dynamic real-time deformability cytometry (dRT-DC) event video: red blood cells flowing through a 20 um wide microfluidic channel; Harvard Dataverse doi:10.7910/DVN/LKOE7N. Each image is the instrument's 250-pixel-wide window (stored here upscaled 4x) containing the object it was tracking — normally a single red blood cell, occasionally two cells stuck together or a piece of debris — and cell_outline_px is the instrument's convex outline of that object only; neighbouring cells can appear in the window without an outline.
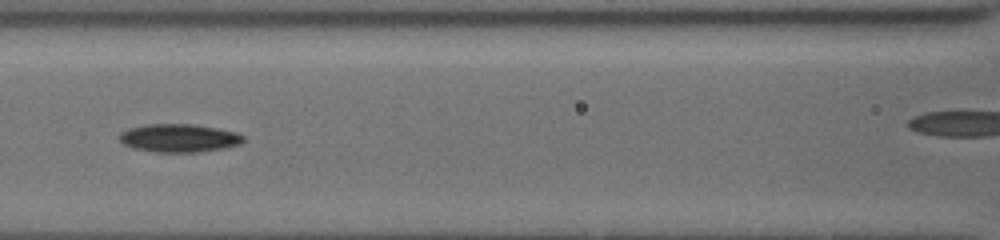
{"species": "common noctule bat (a hibernating species)", "species_latin": "Nyctalus noctula", "temperature_condition": "cold", "stored_images_in_passage": 19, "camera_frame_rate_fps": 3000, "um_per_image_px": 0.085, "animal": {"sex": "female", "body_mass_g": 19.5, "forearm_length_mm": 54.1}, "frame": {"image": 1, "passage_image": 9, "time_ms": 2.667, "image_size_px": [1000, 240], "cell_outline_px": [[244, 140], [240, 144], [224, 148], [200, 152], [156, 152], [132, 148], [124, 144], [120, 140], [120, 132], [128, 128], [148, 124], [196, 124], [236, 132], [244, 136]], "centroid_in_image_um": [15.22, 11.73], "position_along_channel_um": 151.4, "area_um2": 20.4}}
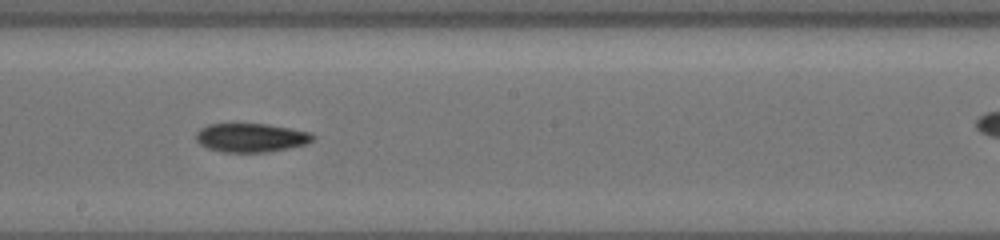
{"frame": {"image": 2, "passage_image": 14, "time_ms": 4.667, "image_size_px": [1000, 240], "cell_outline_px": [[316, 136], [312, 140], [304, 144], [288, 148], [268, 152], [224, 152], [208, 148], [200, 144], [196, 140], [196, 132], [200, 128], [208, 124], [268, 124], [308, 132]], "centroid_in_image_um": [21.3, 11.7], "position_along_channel_um": 226.9, "area_um2": 19.42}}
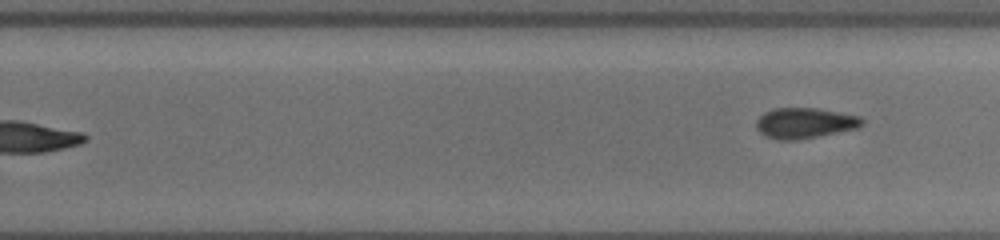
{"frame": {"image": 3, "passage_image": 19, "time_ms": 7.333, "image_size_px": [1000, 240], "cell_outline_px": [[864, 124], [856, 128], [816, 136], [792, 140], [780, 140], [768, 136], [760, 132], [756, 128], [756, 120], [764, 112], [776, 108], [816, 108], [860, 116], [864, 120]], "centroid_in_image_um": [68.39, 10.44], "position_along_channel_um": 261.4, "area_um2": 18.5}}